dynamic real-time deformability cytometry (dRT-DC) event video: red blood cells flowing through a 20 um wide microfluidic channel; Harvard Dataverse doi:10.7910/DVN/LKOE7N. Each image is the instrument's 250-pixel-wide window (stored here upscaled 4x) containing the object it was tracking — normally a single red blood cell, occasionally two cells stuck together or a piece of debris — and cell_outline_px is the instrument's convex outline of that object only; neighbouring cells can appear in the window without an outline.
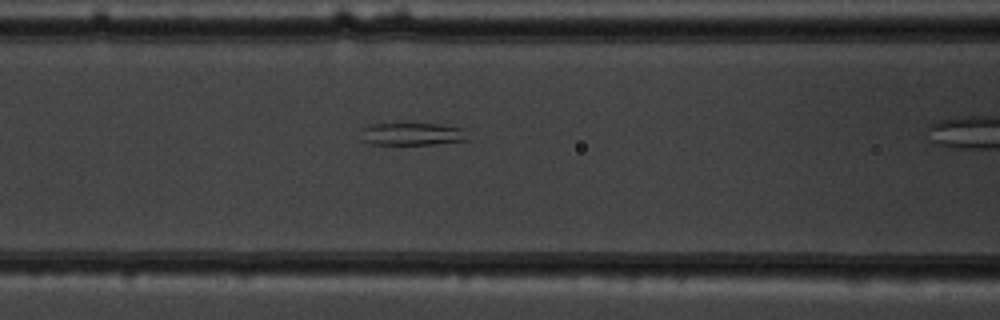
{"species": "common noctule bat (a hibernating species)", "species_latin": "Nyctalus noctula", "temperature_condition": "warm", "stored_images_in_passage": 39, "segment_of_instrument_passage": [1, 2], "camera_frame_rate_fps": 3000, "um_per_image_px": 0.085, "animal": {"sex": "male", "body_mass_g": 19.5, "forearm_length_mm": 54.6}, "frame": {"image": 1, "passage_image": 19, "time_ms": 6.0, "image_size_px": [1000, 320], "cell_outline_px": [[468, 140], [432, 144], [372, 144], [360, 140], [364, 128], [368, 124], [440, 124], [464, 128]], "centroid_in_image_um": [35.04, 11.39], "position_along_channel_um": 131.6, "area_um2": 13.93}}
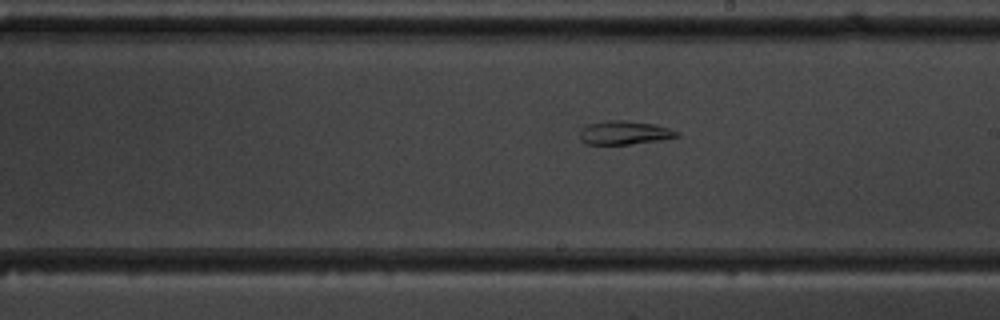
{"frame": {"image": 2, "passage_image": 27, "time_ms": 8.667, "image_size_px": [1000, 320], "cell_outline_px": [[680, 136], [660, 140], [628, 144], [584, 144], [580, 140], [580, 128], [588, 124], [604, 120], [628, 120], [652, 124], [668, 128], [680, 132]], "centroid_in_image_um": [53.03, 11.27], "position_along_channel_um": 236.0, "area_um2": 13.47}}
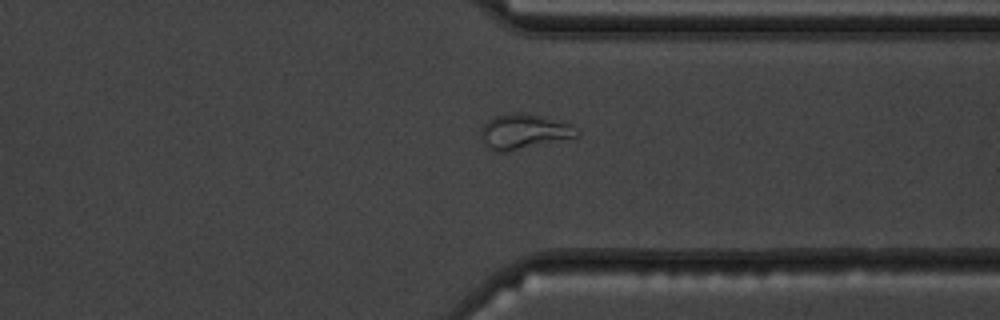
{"frame": {"image": 3, "passage_image": 37, "time_ms": 12.0, "image_size_px": [1000, 320], "cell_outline_px": [[580, 132], [576, 136], [504, 152], [496, 152], [484, 144], [480, 132], [484, 124], [488, 120], [496, 116], [512, 112], [516, 112], [544, 116], [568, 124]], "centroid_in_image_um": [44.47, 11.17], "position_along_channel_um": 366.9, "area_um2": 18.96}}